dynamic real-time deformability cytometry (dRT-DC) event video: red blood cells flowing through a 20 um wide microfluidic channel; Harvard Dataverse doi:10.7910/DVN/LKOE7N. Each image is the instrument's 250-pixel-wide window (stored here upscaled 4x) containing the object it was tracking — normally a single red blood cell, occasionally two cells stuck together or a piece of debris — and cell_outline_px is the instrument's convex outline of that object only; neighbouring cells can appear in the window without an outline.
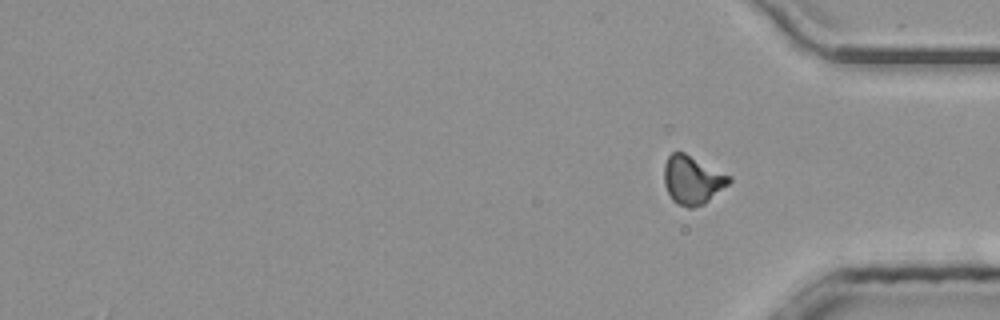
{"species": "common noctule bat (a hibernating species)", "species_latin": "Nyctalus noctula", "temperature_condition": "room temperature", "stored_images_in_passage": 51, "segment_of_instrument_passage": [2, 2], "camera_frame_rate_fps": 3000, "um_per_image_px": 0.085, "animal": {"sex": "male", "body_mass_g": 20.4}, "frame": {"image": 1, "passage_image": 51, "time_ms": 16.667, "image_size_px": [1000, 320], "cell_outline_px": [[732, 180], [728, 184], [704, 204], [692, 208], [688, 208], [676, 204], [672, 200], [664, 184], [664, 164], [668, 156], [672, 152], [684, 152], [732, 176]], "centroid_in_image_um": [58.85, 15.3], "position_along_channel_um": 376.4, "area_um2": 18.44}}